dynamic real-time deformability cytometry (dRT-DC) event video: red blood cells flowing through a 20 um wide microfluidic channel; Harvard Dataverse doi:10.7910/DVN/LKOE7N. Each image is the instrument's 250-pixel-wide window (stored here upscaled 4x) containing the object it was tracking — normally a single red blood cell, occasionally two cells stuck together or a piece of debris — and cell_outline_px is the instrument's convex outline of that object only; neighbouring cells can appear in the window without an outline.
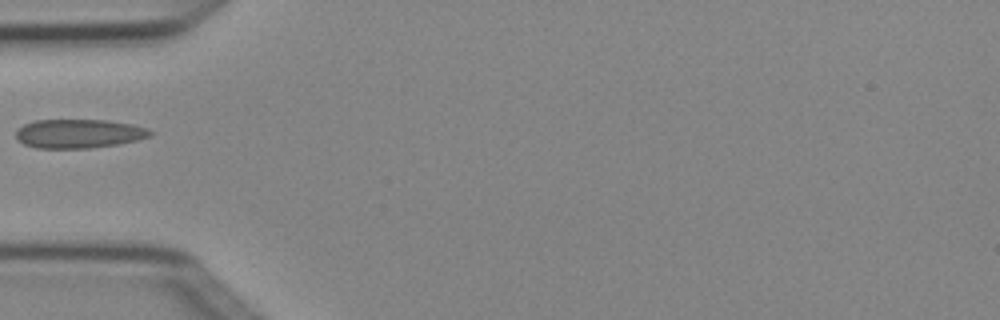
{"species": "Egyptian fruit bat (a non-hibernating species)", "species_latin": "Rousettus aegyptiacus", "temperature_condition": "cold", "stored_images_in_passage": 7, "camera_frame_rate_fps": 3000, "um_per_image_px": 0.085, "animal": {"sex": "female"}, "frame": {"image": 1, "passage_image": 6, "time_ms": 1.667, "image_size_px": [1000, 320], "cell_outline_px": [[152, 136], [136, 140], [116, 144], [92, 148], [36, 148], [24, 144], [16, 136], [16, 132], [24, 124], [36, 120], [108, 120], [132, 124], [148, 128], [152, 132]], "centroid_in_image_um": [6.73, 11.35], "position_along_channel_um": 78.3, "area_um2": 22.54}}
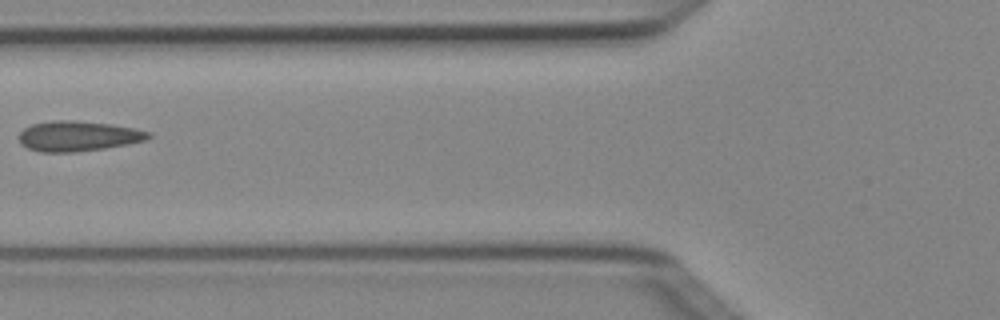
{"frame": {"image": 2, "passage_image": 7, "time_ms": 2.0, "image_size_px": [1000, 320], "cell_outline_px": [[152, 136], [148, 140], [128, 144], [104, 148], [72, 152], [40, 152], [28, 148], [20, 144], [20, 132], [24, 128], [32, 124], [52, 120], [72, 120], [112, 124], [152, 132]], "centroid_in_image_um": [6.66, 11.56], "position_along_channel_um": 119.1, "area_um2": 22.83}}